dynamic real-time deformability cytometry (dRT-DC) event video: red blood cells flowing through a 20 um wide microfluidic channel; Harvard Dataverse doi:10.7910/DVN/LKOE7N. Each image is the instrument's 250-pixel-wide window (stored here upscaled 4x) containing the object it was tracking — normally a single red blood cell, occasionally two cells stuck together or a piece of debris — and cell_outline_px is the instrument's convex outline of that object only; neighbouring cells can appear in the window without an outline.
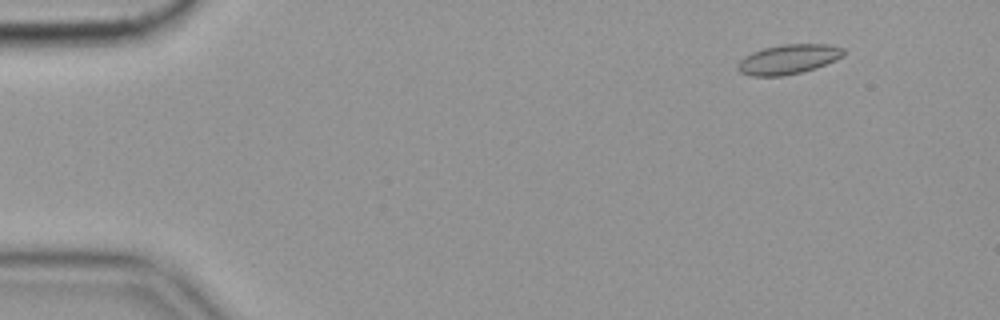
{"species": "common noctule bat (a hibernating species)", "species_latin": "Nyctalus noctula", "temperature_condition": "cold", "stored_images_in_passage": 53, "camera_frame_rate_fps": 3000, "um_per_image_px": 0.085, "animal": {"sex": "female", "body_mass_g": 19.9}, "frame": {"image": 1, "passage_image": 2, "time_ms": 0.333, "image_size_px": [1000, 320], "cell_outline_px": [[844, 56], [836, 60], [816, 68], [784, 76], [752, 76], [740, 72], [736, 68], [736, 64], [744, 56], [752, 52], [764, 48], [784, 44], [828, 44], [844, 48]], "centroid_in_image_um": [67.0, 5.04], "position_along_channel_um": 18.0, "area_um2": 18.38}}
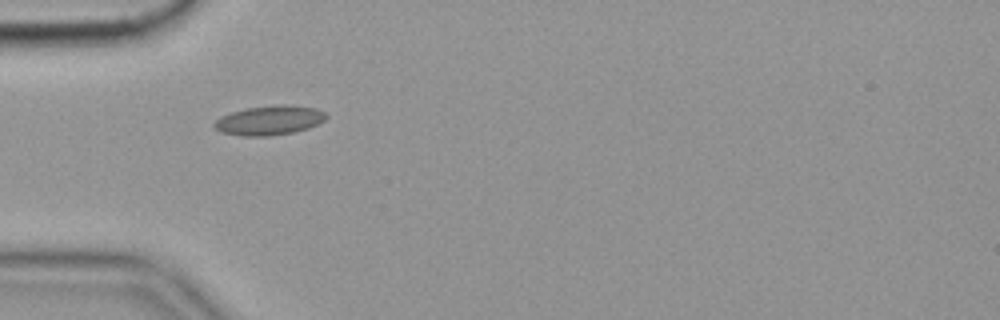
{"frame": {"image": 2, "passage_image": 14, "time_ms": 4.333, "image_size_px": [1000, 320], "cell_outline_px": [[328, 116], [324, 120], [308, 128], [292, 132], [268, 136], [244, 136], [220, 132], [212, 124], [220, 116], [232, 112], [248, 108], [280, 104], [284, 104], [316, 108], [324, 112]], "centroid_in_image_um": [22.88, 10.22], "position_along_channel_um": 62.1, "area_um2": 19.02}}
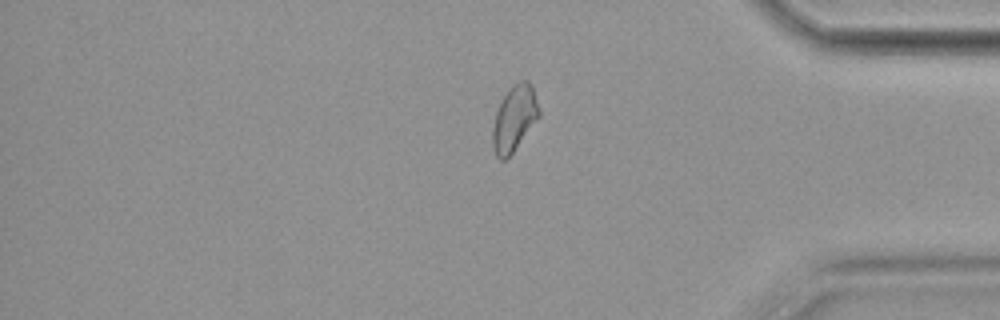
{"frame": {"image": 3, "passage_image": 44, "time_ms": 14.333, "image_size_px": [1000, 320], "cell_outline_px": [[540, 116], [512, 152], [504, 160], [500, 160], [496, 156], [492, 148], [492, 128], [496, 112], [508, 88], [512, 84], [520, 80], [528, 80], [532, 88], [540, 108]], "centroid_in_image_um": [43.71, 10.05], "position_along_channel_um": 391.5, "area_um2": 17.63}, "authors_computed_cell_mechanics": {"area_um2": 17.6868, "velocity_mm_per_s": 3.5244, "shape_relaxation_time_tau1_ms": null, "shape_relaxation_time_tau2_ms": 3.2847, "deformation_change_tau1": null, "deformation_change_tau2": 0.0757}}